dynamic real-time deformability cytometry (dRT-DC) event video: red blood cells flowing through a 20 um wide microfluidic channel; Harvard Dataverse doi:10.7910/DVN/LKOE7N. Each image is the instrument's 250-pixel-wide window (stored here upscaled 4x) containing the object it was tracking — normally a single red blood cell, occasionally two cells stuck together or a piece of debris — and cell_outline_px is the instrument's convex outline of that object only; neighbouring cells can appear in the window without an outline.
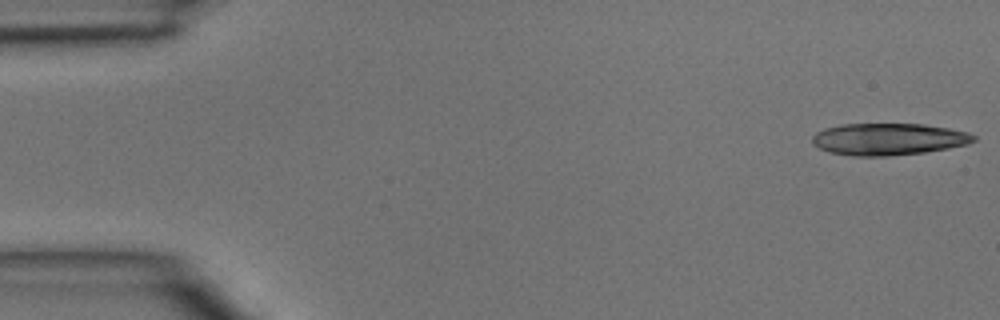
{"species": "common noctule bat (a hibernating species)", "species_latin": "Nyctalus noctula", "temperature_condition": "room temperature", "stored_images_in_passage": 14, "camera_frame_rate_fps": 3000, "um_per_image_px": 0.085, "animal": {"sex": "male", "body_mass_g": 15.6}, "frame": {"image": 1, "passage_image": 1, "time_ms": 0.0, "image_size_px": [1000, 320], "cell_outline_px": [[976, 140], [968, 144], [948, 148], [924, 152], [888, 156], [852, 156], [828, 152], [812, 144], [812, 136], [816, 132], [824, 128], [840, 124], [924, 124], [948, 128], [968, 132], [976, 136]], "centroid_in_image_um": [75.5, 11.83], "position_along_channel_um": 9.5, "area_um2": 30.17}}